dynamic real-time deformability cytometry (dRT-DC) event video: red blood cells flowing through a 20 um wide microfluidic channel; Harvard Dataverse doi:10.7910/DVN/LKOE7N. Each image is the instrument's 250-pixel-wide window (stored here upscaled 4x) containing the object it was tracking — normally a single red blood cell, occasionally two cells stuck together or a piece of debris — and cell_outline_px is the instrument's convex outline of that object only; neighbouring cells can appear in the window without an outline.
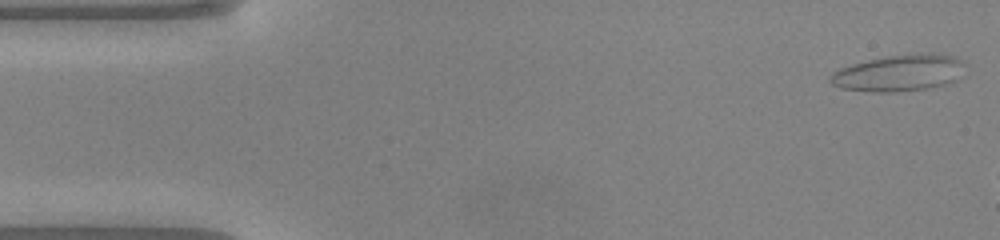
{"species": "common noctule bat (a hibernating species)", "species_latin": "Nyctalus noctula", "temperature_condition": "warm", "stored_images_in_passage": 5, "camera_frame_rate_fps": 3000, "um_per_image_px": 0.085, "animal": {"sex": "male", "body_mass_g": 20.0, "forearm_length_mm": 53.3}, "frame": {"image": 1, "passage_image": 1, "time_ms": 0.0, "image_size_px": [1000, 240], "cell_outline_px": [[960, 64], [956, 80], [944, 84], [924, 88], [896, 92], [872, 92], [840, 88], [832, 84], [828, 80], [836, 72], [852, 64], [888, 56], [952, 56], [960, 60]], "centroid_in_image_um": [76.29, 6.26], "position_along_channel_um": 8.7, "area_um2": 26.82}}